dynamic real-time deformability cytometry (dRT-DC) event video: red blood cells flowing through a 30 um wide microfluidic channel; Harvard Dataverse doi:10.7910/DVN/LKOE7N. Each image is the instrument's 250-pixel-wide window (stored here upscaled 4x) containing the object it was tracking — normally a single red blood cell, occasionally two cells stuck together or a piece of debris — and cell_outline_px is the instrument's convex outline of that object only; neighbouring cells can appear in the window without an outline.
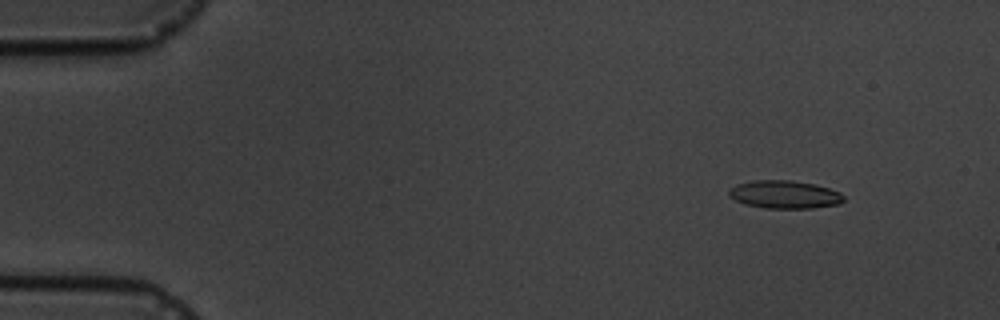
{"species": "common noctule bat (a hibernating species)", "species_latin": "Nyctalus noctula", "temperature_condition": "cold", "stored_images_in_passage": 4, "camera_frame_rate_fps": 3000, "um_per_image_px": 0.085, "animal": {"sex": "male", "body_mass_g": 19.5, "forearm_length_mm": 54.6}, "frame": {"image": 1, "passage_image": 1, "time_ms": 0.0, "image_size_px": [1000, 320], "cell_outline_px": [[844, 200], [840, 204], [812, 208], [764, 208], [744, 204], [736, 200], [728, 192], [736, 184], [752, 180], [792, 180], [816, 184], [840, 192], [844, 196]], "centroid_in_image_um": [66.72, 16.53], "position_along_channel_um": 18.3, "area_um2": 18.73}}
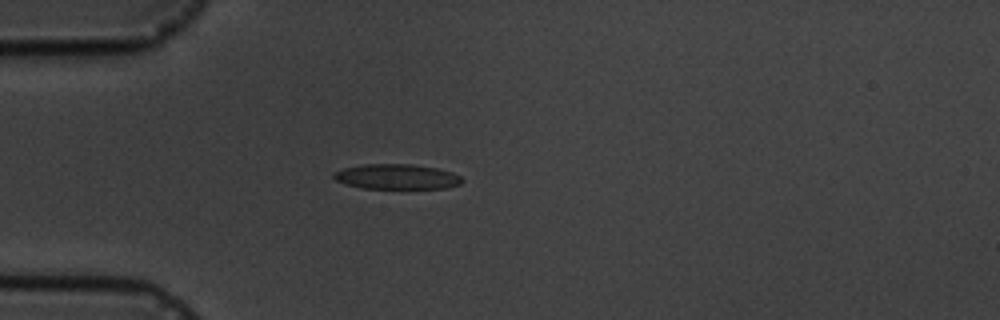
{"frame": {"image": 2, "passage_image": 4, "time_ms": 3.333, "image_size_px": [1000, 320], "cell_outline_px": [[464, 180], [460, 184], [444, 188], [364, 188], [344, 184], [336, 180], [332, 176], [336, 172], [344, 168], [364, 164], [408, 164], [436, 168], [452, 172], [460, 176]], "centroid_in_image_um": [33.72, 15.02], "position_along_channel_um": 51.3, "area_um2": 18.55}}